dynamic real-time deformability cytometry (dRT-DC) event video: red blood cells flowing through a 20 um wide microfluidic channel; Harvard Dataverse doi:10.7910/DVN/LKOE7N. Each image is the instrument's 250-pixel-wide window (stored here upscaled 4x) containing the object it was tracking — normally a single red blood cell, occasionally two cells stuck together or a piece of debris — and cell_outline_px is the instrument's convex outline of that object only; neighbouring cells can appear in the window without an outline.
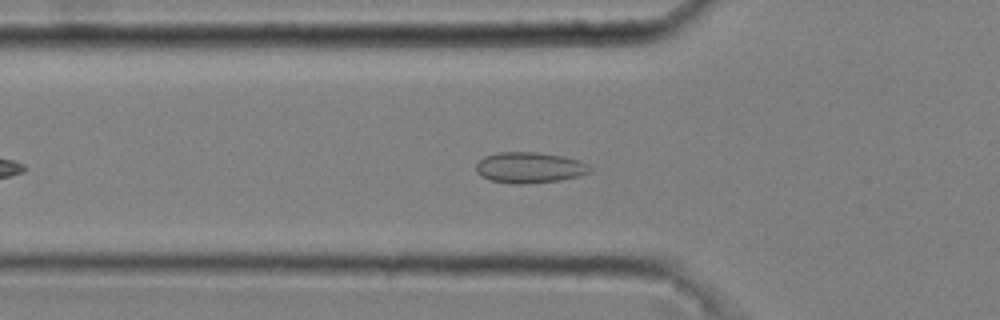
{"species": "common noctule bat (a hibernating species)", "species_latin": "Nyctalus noctula", "temperature_condition": "cold", "stored_images_in_passage": 51, "camera_frame_rate_fps": 3000, "um_per_image_px": 0.085, "animal": {"sex": "male", "body_mass_g": 20.4}, "frame": {"image": 1, "passage_image": 17, "time_ms": 5.333, "image_size_px": [1000, 320], "cell_outline_px": [[592, 168], [588, 172], [576, 176], [560, 180], [524, 184], [512, 184], [488, 180], [480, 176], [476, 172], [476, 164], [484, 156], [500, 152], [536, 152], [564, 156], [580, 160], [588, 164]], "centroid_in_image_um": [44.97, 14.24], "position_along_channel_um": 80.8, "area_um2": 20.58}}
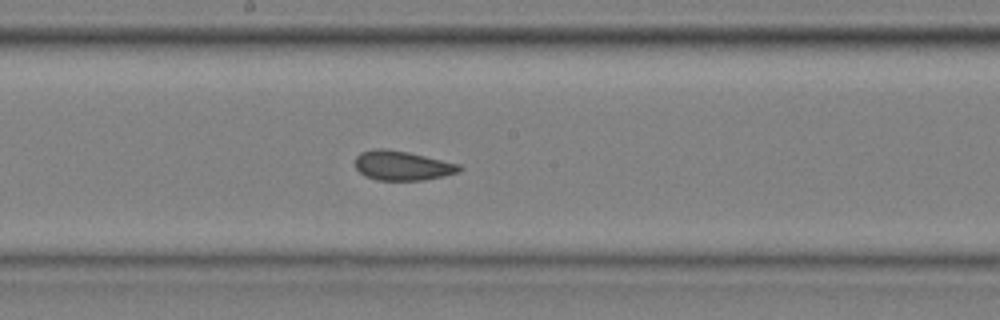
{"frame": {"image": 2, "passage_image": 28, "time_ms": 9.0, "image_size_px": [1000, 320], "cell_outline_px": [[464, 168], [456, 172], [444, 176], [420, 180], [376, 180], [364, 176], [356, 168], [356, 156], [360, 152], [372, 148], [384, 148], [408, 152], [460, 164]], "centroid_in_image_um": [34.16, 14.07], "position_along_channel_um": 214.0, "area_um2": 17.92}}
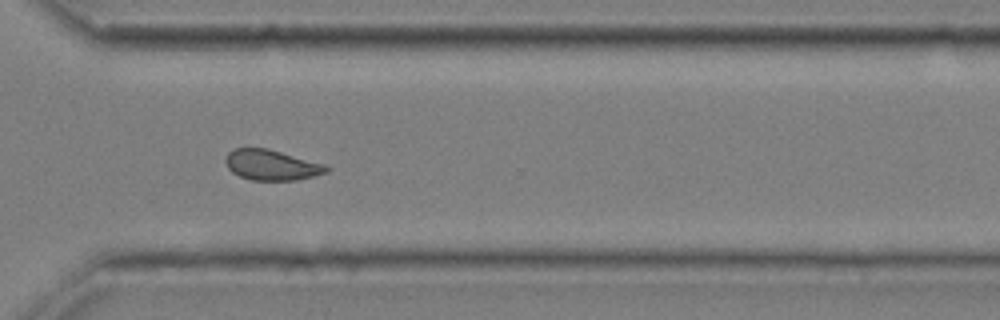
{"frame": {"image": 3, "passage_image": 39, "time_ms": 12.667, "image_size_px": [1000, 320], "cell_outline_px": [[332, 168], [328, 172], [296, 180], [252, 180], [240, 176], [232, 172], [228, 168], [224, 160], [228, 152], [232, 148], [268, 148], [328, 164]], "centroid_in_image_um": [23.12, 14.01], "position_along_channel_um": 347.5, "area_um2": 18.21}, "authors_computed_cell_mechanics": {"area_um2": 18.2648, "velocity_mm_per_s": 3.6306, "shape_relaxation_time_tau1_ms": null, "shape_relaxation_time_tau2_ms": 1.2145, "deformation_change_tau1": null, "deformation_change_tau2": 0.0532}}